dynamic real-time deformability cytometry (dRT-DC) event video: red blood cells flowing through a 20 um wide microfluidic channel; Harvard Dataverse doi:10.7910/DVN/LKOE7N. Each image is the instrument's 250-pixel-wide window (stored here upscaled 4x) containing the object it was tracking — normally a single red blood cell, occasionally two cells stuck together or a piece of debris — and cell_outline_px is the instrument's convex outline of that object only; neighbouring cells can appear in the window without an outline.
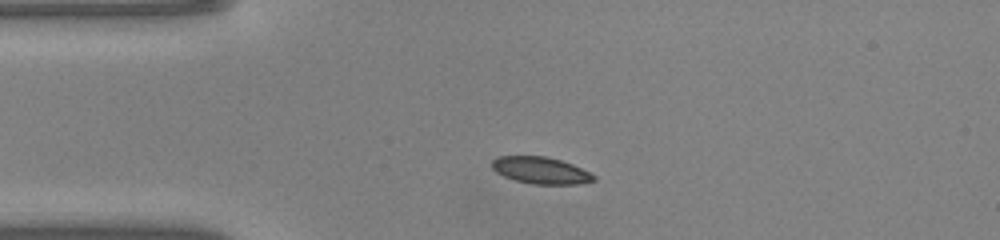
{"species": "common noctule bat (a hibernating species)", "species_latin": "Nyctalus noctula", "temperature_condition": "warm", "stored_images_in_passage": 39, "camera_frame_rate_fps": 3000, "um_per_image_px": 0.085, "animal": {"sex": "male", "body_mass_g": 20.0, "forearm_length_mm": 53.3}, "frame": {"image": 1, "passage_image": 1, "time_ms": 0.0, "image_size_px": [1000, 240], "cell_outline_px": [[596, 180], [576, 184], [532, 184], [516, 180], [504, 176], [496, 172], [492, 168], [492, 160], [496, 156], [544, 156], [560, 160], [572, 164], [596, 176]], "centroid_in_image_um": [45.94, 14.48], "position_along_channel_um": 39.1, "area_um2": 15.78}}
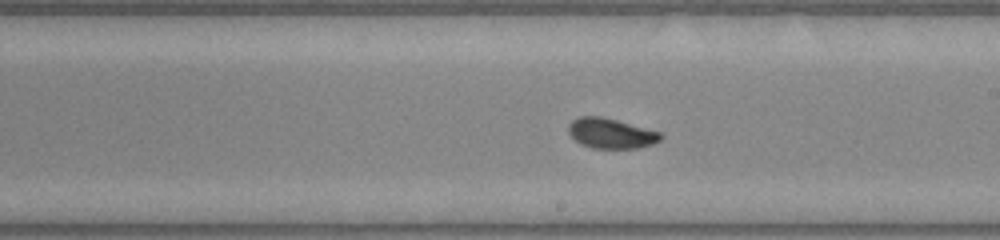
{"frame": {"image": 2, "passage_image": 17, "time_ms": 5.333, "image_size_px": [1000, 240], "cell_outline_px": [[664, 136], [660, 140], [652, 144], [636, 148], [592, 148], [580, 144], [568, 132], [568, 124], [572, 120], [580, 116], [600, 116], [616, 120], [660, 132]], "centroid_in_image_um": [51.91, 11.33], "position_along_channel_um": 237.1, "area_um2": 16.07}}
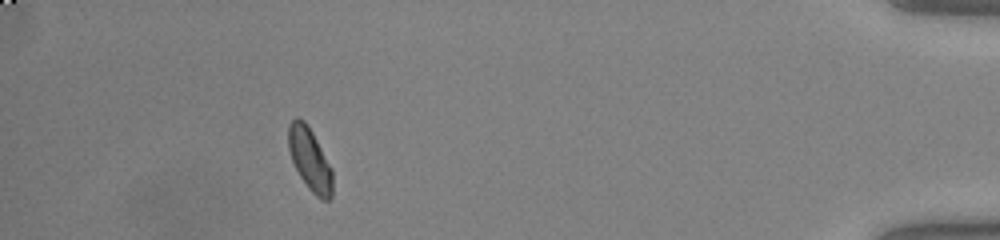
{"frame": {"image": 3, "passage_image": 34, "time_ms": 11.0, "image_size_px": [1000, 240], "cell_outline_px": [[332, 196], [328, 200], [320, 200], [308, 188], [300, 176], [292, 160], [288, 148], [288, 124], [296, 116], [300, 116], [304, 120], [312, 132], [332, 168]], "centroid_in_image_um": [26.33, 13.53], "position_along_channel_um": 408.9, "area_um2": 16.13}, "authors_computed_cell_mechanics": {"area_um2": 16.0684, "velocity_mm_per_s": 4.1328, "shape_relaxation_time_tau1_ms": 2.6936, "shape_relaxation_time_tau2_ms": null, "deformation_change_tau1": 0.1113, "deformation_change_tau2": null}}